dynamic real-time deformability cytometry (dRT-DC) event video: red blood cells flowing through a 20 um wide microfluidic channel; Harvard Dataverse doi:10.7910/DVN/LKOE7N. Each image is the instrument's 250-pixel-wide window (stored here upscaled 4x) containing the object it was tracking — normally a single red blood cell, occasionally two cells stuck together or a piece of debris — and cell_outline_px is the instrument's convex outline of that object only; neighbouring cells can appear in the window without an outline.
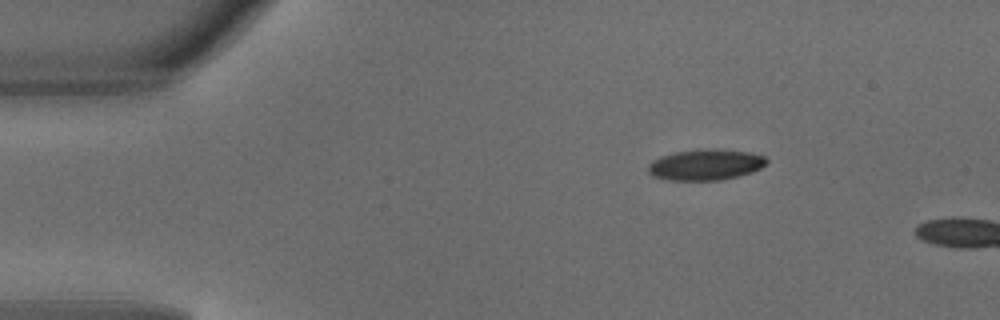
{"species": "common noctule bat (a hibernating species)", "species_latin": "Nyctalus noctula", "temperature_condition": "warm", "stored_images_in_passage": 2, "camera_frame_rate_fps": 3000, "um_per_image_px": 0.085, "animal": {"sex": "male", "body_mass_g": 18.8}, "frame": {"image": 1, "passage_image": 1, "time_ms": 0.0, "image_size_px": [1000, 320], "cell_outline_px": [[768, 160], [760, 168], [752, 172], [720, 180], [664, 180], [652, 176], [648, 172], [648, 164], [652, 160], [660, 156], [676, 152], [716, 148], [748, 152], [764, 156]], "centroid_in_image_um": [59.93, 14.0], "position_along_channel_um": 25.1, "area_um2": 21.27}}